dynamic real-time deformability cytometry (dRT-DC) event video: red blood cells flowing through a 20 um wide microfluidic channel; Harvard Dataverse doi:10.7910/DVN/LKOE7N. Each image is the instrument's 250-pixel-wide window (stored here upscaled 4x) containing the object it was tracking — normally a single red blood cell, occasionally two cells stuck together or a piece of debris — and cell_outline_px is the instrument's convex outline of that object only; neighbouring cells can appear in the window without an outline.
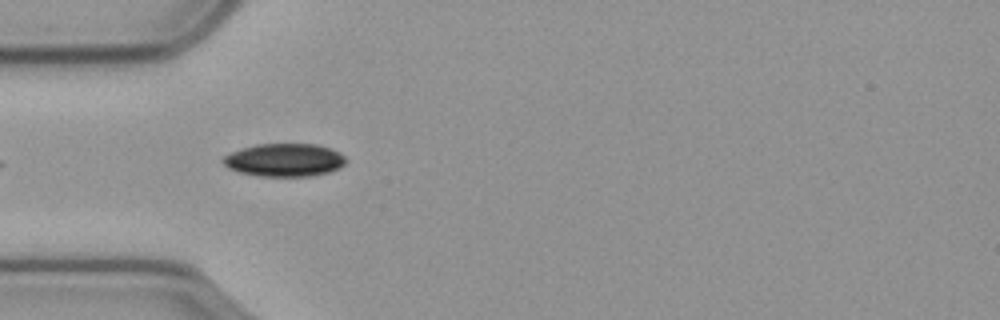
{"species": "common noctule bat (a hibernating species)", "species_latin": "Nyctalus noctula", "temperature_condition": "cold", "stored_images_in_passage": 5, "camera_frame_rate_fps": 3000, "um_per_image_px": 0.085, "animal": {"sex": "male", "body_mass_g": 23.1, "forearm_length_mm": 52.7}, "frame": {"image": 1, "passage_image": 1, "time_ms": 0.0, "image_size_px": [1000, 320], "cell_outline_px": [[344, 164], [340, 168], [328, 172], [312, 176], [260, 176], [240, 172], [228, 168], [220, 160], [224, 156], [232, 152], [256, 144], [316, 144], [332, 148], [340, 152], [344, 156]], "centroid_in_image_um": [24.19, 13.6], "position_along_channel_um": 60.8, "area_um2": 23.58}}